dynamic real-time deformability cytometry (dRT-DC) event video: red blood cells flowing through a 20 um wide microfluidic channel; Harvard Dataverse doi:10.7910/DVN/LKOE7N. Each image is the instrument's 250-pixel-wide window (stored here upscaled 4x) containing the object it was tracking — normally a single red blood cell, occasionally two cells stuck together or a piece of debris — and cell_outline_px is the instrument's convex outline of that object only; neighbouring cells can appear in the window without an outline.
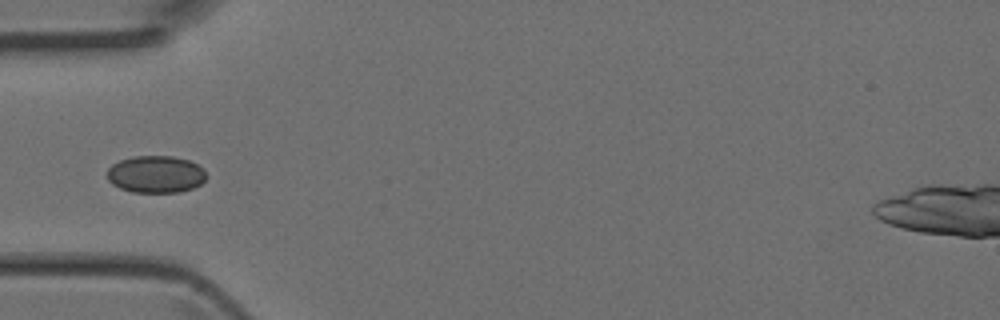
{"species": "Egyptian fruit bat (a non-hibernating species)", "species_latin": "Rousettus aegyptiacus", "temperature_condition": "room temperature", "stored_images_in_passage": 4, "camera_frame_rate_fps": 3000, "um_per_image_px": 0.085, "animal": {"sex": "female"}, "frame": {"image": 1, "passage_image": 4, "time_ms": 1.0, "image_size_px": [1000, 320], "cell_outline_px": [[208, 176], [200, 184], [192, 188], [180, 192], [132, 192], [120, 188], [112, 184], [108, 180], [108, 168], [112, 164], [120, 160], [132, 156], [172, 156], [188, 160], [204, 168]], "centroid_in_image_um": [13.25, 14.81], "position_along_channel_um": 71.8, "area_um2": 21.56}}